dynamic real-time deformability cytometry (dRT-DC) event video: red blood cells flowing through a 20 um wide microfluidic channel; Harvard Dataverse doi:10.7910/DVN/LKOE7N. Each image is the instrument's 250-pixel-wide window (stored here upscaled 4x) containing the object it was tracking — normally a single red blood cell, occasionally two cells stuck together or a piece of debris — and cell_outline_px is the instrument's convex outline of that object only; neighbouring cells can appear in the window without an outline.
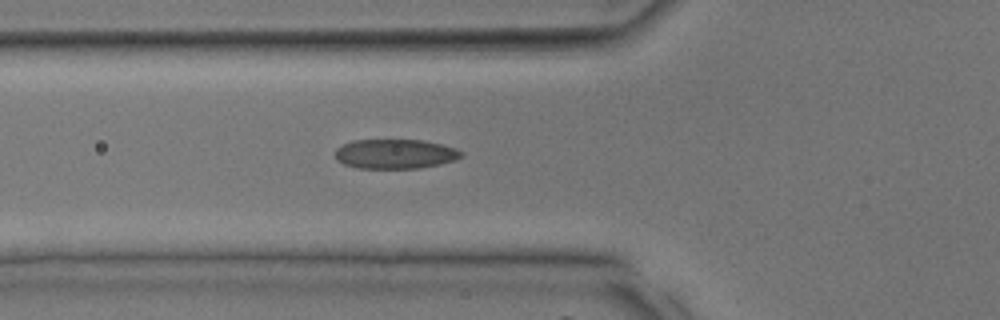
{"species": "common noctule bat (a hibernating species)", "species_latin": "Nyctalus noctula", "temperature_condition": "room temperature", "stored_images_in_passage": 32, "camera_frame_rate_fps": 3000, "um_per_image_px": 0.085, "animal": {"sex": "male", "body_mass_g": 17.9, "forearm_length_mm": 54.2}, "frame": {"image": 1, "passage_image": 11, "time_ms": 3.333, "image_size_px": [1000, 320], "cell_outline_px": [[464, 156], [456, 160], [440, 164], [420, 168], [356, 168], [344, 164], [336, 160], [336, 148], [352, 140], [420, 140], [440, 144], [456, 148], [464, 152]], "centroid_in_image_um": [33.61, 13.09], "position_along_channel_um": 92.2, "area_um2": 21.79}}
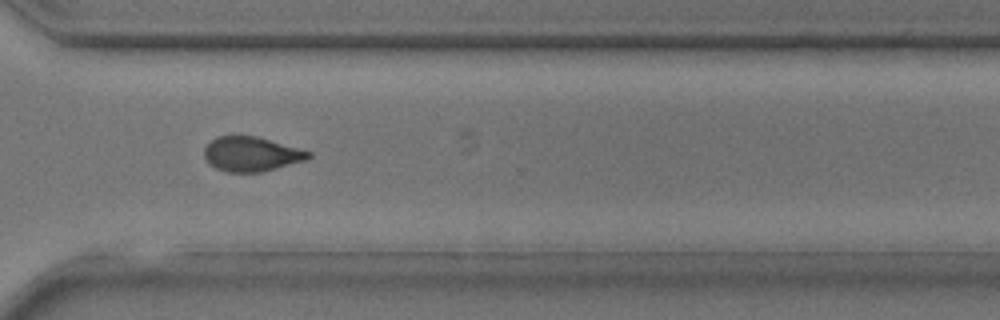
{"frame": {"image": 2, "passage_image": 25, "time_ms": 8.0, "image_size_px": [1000, 320], "cell_outline_px": [[312, 156], [308, 160], [260, 172], [228, 172], [216, 168], [208, 164], [204, 156], [204, 148], [216, 136], [256, 136], [312, 152]], "centroid_in_image_um": [21.37, 13.1], "position_along_channel_um": 349.2, "area_um2": 20.98}}
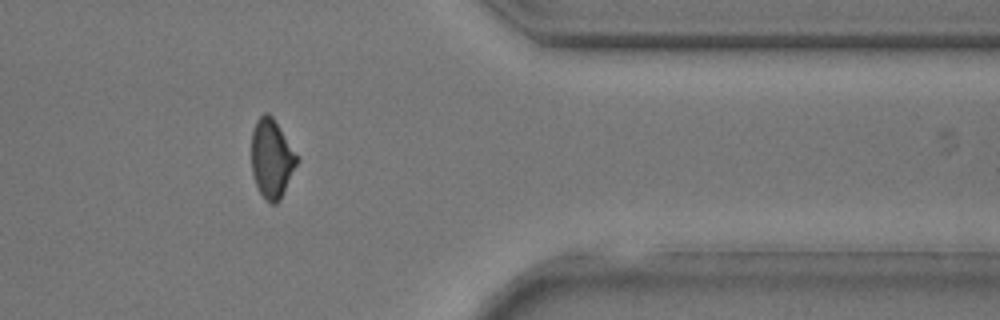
{"frame": {"image": 3, "passage_image": 28, "time_ms": 9.0, "image_size_px": [1000, 320], "cell_outline_px": [[300, 160], [280, 200], [276, 204], [272, 204], [260, 192], [256, 184], [252, 172], [252, 132], [256, 120], [264, 112], [268, 112], [272, 116], [300, 156]], "centroid_in_image_um": [23.13, 13.45], "position_along_channel_um": 388.3, "area_um2": 21.1}}